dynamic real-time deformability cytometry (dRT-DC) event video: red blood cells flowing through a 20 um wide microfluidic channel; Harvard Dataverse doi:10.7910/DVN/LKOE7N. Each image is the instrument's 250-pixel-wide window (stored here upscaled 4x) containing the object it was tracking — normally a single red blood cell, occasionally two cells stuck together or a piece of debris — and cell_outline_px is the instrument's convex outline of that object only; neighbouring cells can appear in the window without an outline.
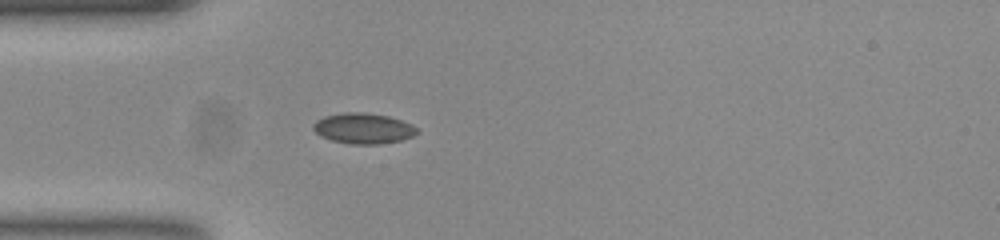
{"species": "common noctule bat (a hibernating species)", "species_latin": "Nyctalus noctula", "temperature_condition": "room temperature", "stored_images_in_passage": 39, "camera_frame_rate_fps": 3000, "um_per_image_px": 0.085, "animal": {"sex": "female", "body_mass_g": 23.0, "forearm_length_mm": 53.4}, "frame": {"image": 1, "passage_image": 1, "time_ms": 0.0, "image_size_px": [1000, 240], "cell_outline_px": [[420, 132], [412, 136], [400, 140], [380, 144], [352, 144], [332, 140], [320, 136], [312, 128], [312, 124], [316, 120], [324, 116], [344, 112], [364, 112], [388, 116], [412, 124]], "centroid_in_image_um": [30.86, 10.9], "position_along_channel_um": 54.1, "area_um2": 18.5}}
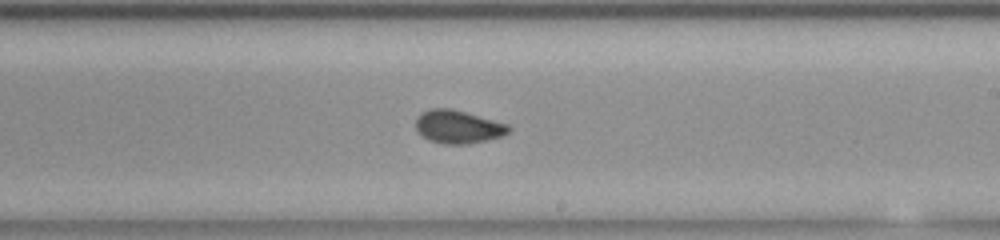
{"frame": {"image": 2, "passage_image": 17, "time_ms": 5.333, "image_size_px": [1000, 240], "cell_outline_px": [[512, 128], [508, 132], [500, 136], [468, 144], [444, 144], [428, 140], [416, 128], [416, 116], [420, 112], [428, 108], [452, 108], [508, 124]], "centroid_in_image_um": [38.9, 10.75], "position_along_channel_um": 250.1, "area_um2": 17.92}}
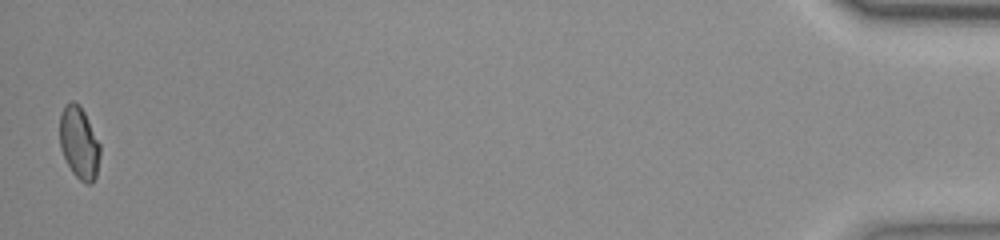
{"frame": {"image": 3, "passage_image": 39, "time_ms": 12.667, "image_size_px": [1000, 240], "cell_outline_px": [[100, 156], [96, 176], [92, 184], [88, 184], [80, 180], [72, 172], [60, 148], [60, 112], [64, 104], [72, 100], [80, 104], [100, 144]], "centroid_in_image_um": [6.72, 12.11], "position_along_channel_um": 428.5, "area_um2": 17.05}, "authors_computed_cell_mechanics": {"area_um2": 17.5712, "velocity_mm_per_s": 3.7802, "shape_relaxation_time_tau1_ms": 4.4229, "shape_relaxation_time_tau2_ms": 0.724, "deformation_change_tau1": 0.101, "deformation_change_tau2": 0.0535}}